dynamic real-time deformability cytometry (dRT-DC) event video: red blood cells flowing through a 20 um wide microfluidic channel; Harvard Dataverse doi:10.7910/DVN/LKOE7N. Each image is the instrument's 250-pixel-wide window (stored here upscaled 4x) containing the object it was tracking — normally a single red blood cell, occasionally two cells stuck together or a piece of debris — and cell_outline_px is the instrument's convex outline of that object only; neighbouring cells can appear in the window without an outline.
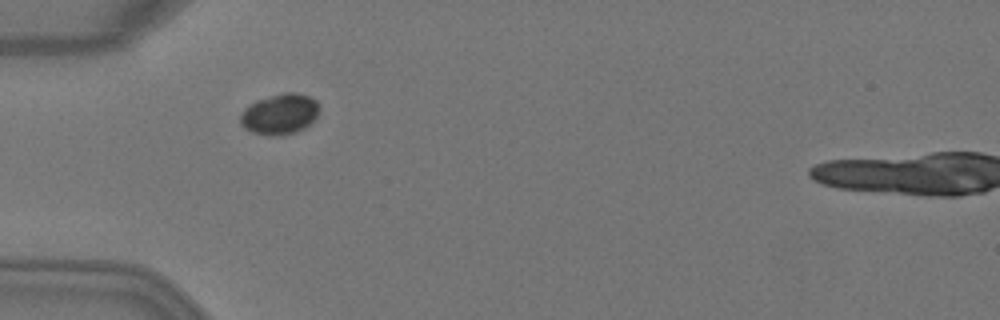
{"species": "Egyptian fruit bat (a non-hibernating species)", "species_latin": "Rousettus aegyptiacus", "temperature_condition": "warm", "stored_images_in_passage": 4, "camera_frame_rate_fps": 3000, "um_per_image_px": 0.085, "animal": {"sex": "female"}, "frame": {"image": 1, "passage_image": 3, "time_ms": 0.667, "image_size_px": [1000, 320], "cell_outline_px": [[320, 108], [316, 116], [304, 128], [296, 132], [280, 136], [272, 136], [252, 132], [244, 128], [240, 124], [240, 116], [244, 108], [256, 100], [284, 92], [296, 92], [308, 96], [316, 100], [320, 104]], "centroid_in_image_um": [23.77, 9.69], "position_along_channel_um": 61.2, "area_um2": 18.79}}
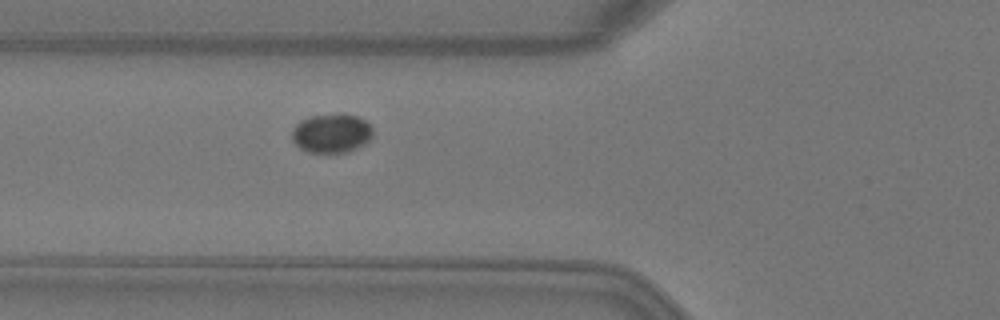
{"frame": {"image": 2, "passage_image": 4, "time_ms": 1.0, "image_size_px": [1000, 320], "cell_outline_px": [[372, 136], [364, 144], [348, 152], [308, 152], [300, 148], [292, 140], [292, 128], [300, 120], [312, 116], [356, 116], [364, 120], [372, 128]], "centroid_in_image_um": [28.14, 11.36], "position_along_channel_um": 97.7, "area_um2": 17.86}}